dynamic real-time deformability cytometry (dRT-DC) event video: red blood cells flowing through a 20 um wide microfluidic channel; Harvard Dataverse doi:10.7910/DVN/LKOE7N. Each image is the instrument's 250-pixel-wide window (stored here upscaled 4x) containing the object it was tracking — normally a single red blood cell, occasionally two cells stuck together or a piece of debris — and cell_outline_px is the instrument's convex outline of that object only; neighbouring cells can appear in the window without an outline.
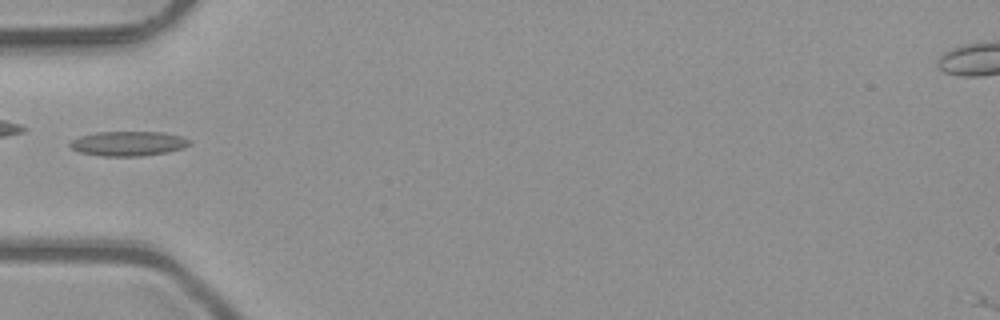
{"species": "common noctule bat (a hibernating species)", "species_latin": "Nyctalus noctula", "temperature_condition": "room temperature", "stored_images_in_passage": 6, "camera_frame_rate_fps": 3000, "um_per_image_px": 0.085, "animal": {"sex": "male", "body_mass_g": 23.1, "forearm_length_mm": 52.7}, "frame": {"image": 1, "passage_image": 5, "time_ms": 1.333, "image_size_px": [1000, 320], "cell_outline_px": [[192, 144], [184, 148], [168, 152], [140, 156], [100, 156], [80, 152], [72, 148], [68, 144], [72, 140], [80, 136], [96, 132], [164, 132], [184, 136], [192, 140]], "centroid_in_image_um": [10.97, 12.2], "position_along_channel_um": 74.0, "area_um2": 17.4}}
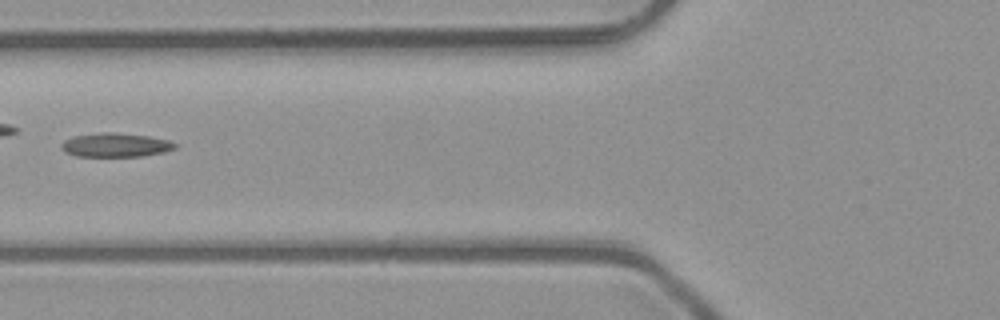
{"frame": {"image": 2, "passage_image": 6, "time_ms": 1.667, "image_size_px": [1000, 320], "cell_outline_px": [[176, 148], [164, 152], [140, 156], [76, 156], [68, 152], [60, 144], [64, 140], [72, 136], [100, 132], [116, 132], [148, 136], [168, 140], [176, 144]], "centroid_in_image_um": [9.83, 12.31], "position_along_channel_um": 116.0, "area_um2": 15.72}}